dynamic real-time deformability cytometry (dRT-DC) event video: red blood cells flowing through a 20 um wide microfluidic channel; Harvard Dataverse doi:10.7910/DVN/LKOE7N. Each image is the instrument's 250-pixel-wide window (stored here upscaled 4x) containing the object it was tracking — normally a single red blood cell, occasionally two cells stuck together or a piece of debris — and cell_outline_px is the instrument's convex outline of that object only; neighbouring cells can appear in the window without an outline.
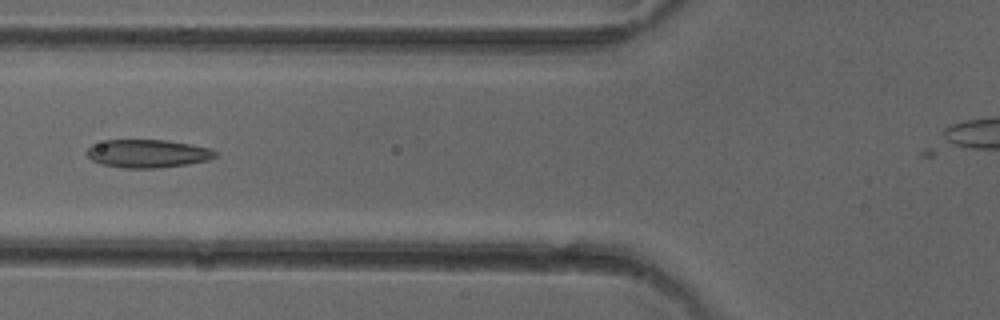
{"species": "common noctule bat (a hibernating species)", "species_latin": "Nyctalus noctula", "temperature_condition": "cold", "stored_images_in_passage": 33, "camera_frame_rate_fps": 3000, "um_per_image_px": 0.085, "animal": {"sex": "female"}, "frame": {"image": 1, "passage_image": 7, "time_ms": 2.0, "image_size_px": [1000, 320], "cell_outline_px": [[216, 156], [208, 160], [160, 168], [124, 168], [100, 164], [92, 160], [88, 156], [88, 148], [92, 144], [104, 140], [168, 140], [212, 148], [216, 152]], "centroid_in_image_um": [12.55, 13.05], "position_along_channel_um": 113.3, "area_um2": 21.04}}
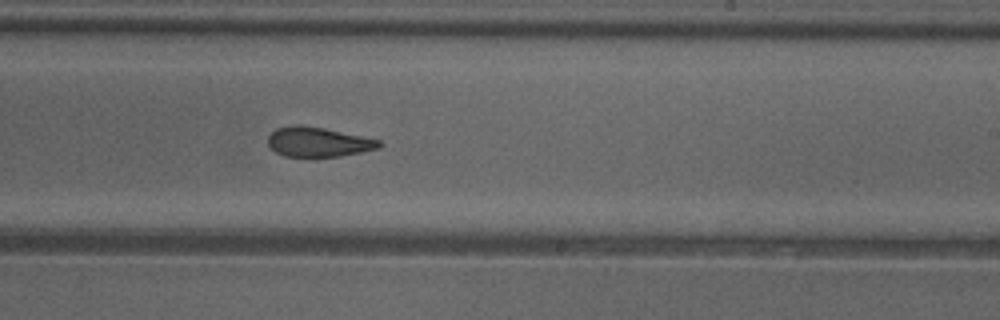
{"frame": {"image": 2, "passage_image": 18, "time_ms": 5.667, "image_size_px": [1000, 320], "cell_outline_px": [[384, 144], [380, 148], [340, 156], [284, 156], [276, 152], [268, 144], [268, 136], [276, 128], [296, 124], [300, 124], [324, 128], [380, 140]], "centroid_in_image_um": [27.05, 12.05], "position_along_channel_um": 261.9, "area_um2": 19.13}}
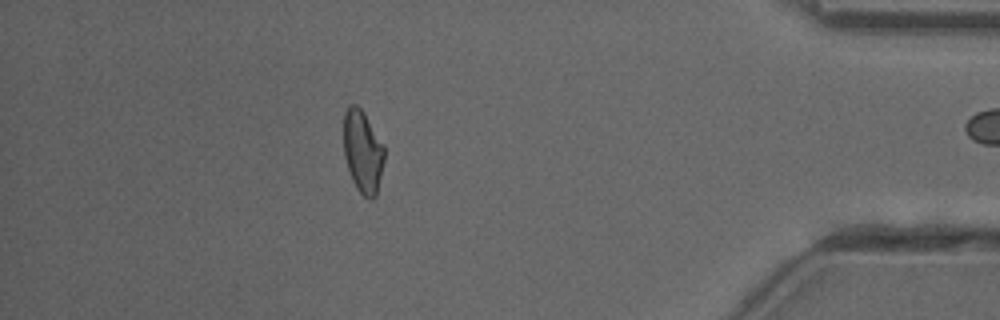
{"frame": {"image": 3, "passage_image": 32, "time_ms": 10.333, "image_size_px": [1000, 320], "cell_outline_px": [[384, 160], [376, 196], [372, 200], [368, 200], [356, 188], [352, 180], [344, 156], [344, 112], [352, 104], [356, 104], [364, 112], [384, 144]], "centroid_in_image_um": [30.84, 12.89], "position_along_channel_um": 404.4, "area_um2": 19.65}}